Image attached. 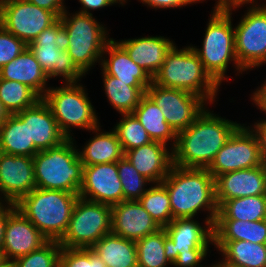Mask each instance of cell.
<instances>
[{
    "instance_id": "obj_1",
    "label": "cell",
    "mask_w": 266,
    "mask_h": 267,
    "mask_svg": "<svg viewBox=\"0 0 266 267\" xmlns=\"http://www.w3.org/2000/svg\"><path fill=\"white\" fill-rule=\"evenodd\" d=\"M240 126L205 108L188 128L177 133V142L172 149L173 165L207 169Z\"/></svg>"
},
{
    "instance_id": "obj_2",
    "label": "cell",
    "mask_w": 266,
    "mask_h": 267,
    "mask_svg": "<svg viewBox=\"0 0 266 267\" xmlns=\"http://www.w3.org/2000/svg\"><path fill=\"white\" fill-rule=\"evenodd\" d=\"M162 183L170 197L173 219L195 218L199 211L206 210L210 215L205 219L215 223L218 213L215 179L208 169L172 165Z\"/></svg>"
},
{
    "instance_id": "obj_3",
    "label": "cell",
    "mask_w": 266,
    "mask_h": 267,
    "mask_svg": "<svg viewBox=\"0 0 266 267\" xmlns=\"http://www.w3.org/2000/svg\"><path fill=\"white\" fill-rule=\"evenodd\" d=\"M78 194L34 188L16 208L48 239L59 241L65 234Z\"/></svg>"
},
{
    "instance_id": "obj_4",
    "label": "cell",
    "mask_w": 266,
    "mask_h": 267,
    "mask_svg": "<svg viewBox=\"0 0 266 267\" xmlns=\"http://www.w3.org/2000/svg\"><path fill=\"white\" fill-rule=\"evenodd\" d=\"M153 82L162 87L182 89L196 94L210 104L219 92V85L204 70L192 45L180 50L174 45L153 77Z\"/></svg>"
},
{
    "instance_id": "obj_5",
    "label": "cell",
    "mask_w": 266,
    "mask_h": 267,
    "mask_svg": "<svg viewBox=\"0 0 266 267\" xmlns=\"http://www.w3.org/2000/svg\"><path fill=\"white\" fill-rule=\"evenodd\" d=\"M72 139L67 138L60 145L38 151L34 155L36 188L63 190L79 195L83 163Z\"/></svg>"
},
{
    "instance_id": "obj_6",
    "label": "cell",
    "mask_w": 266,
    "mask_h": 267,
    "mask_svg": "<svg viewBox=\"0 0 266 267\" xmlns=\"http://www.w3.org/2000/svg\"><path fill=\"white\" fill-rule=\"evenodd\" d=\"M205 30L202 48L193 50L200 58L204 70L220 86L225 80L226 70L230 61H234L235 69L240 67L235 53V30L231 22V8L214 7ZM237 67V68H236Z\"/></svg>"
},
{
    "instance_id": "obj_7",
    "label": "cell",
    "mask_w": 266,
    "mask_h": 267,
    "mask_svg": "<svg viewBox=\"0 0 266 267\" xmlns=\"http://www.w3.org/2000/svg\"><path fill=\"white\" fill-rule=\"evenodd\" d=\"M65 10L60 20L65 27L69 46V56L76 67L85 75L95 62L99 63L103 51L112 38H108L107 30L93 17V14L76 13L71 15Z\"/></svg>"
},
{
    "instance_id": "obj_8",
    "label": "cell",
    "mask_w": 266,
    "mask_h": 267,
    "mask_svg": "<svg viewBox=\"0 0 266 267\" xmlns=\"http://www.w3.org/2000/svg\"><path fill=\"white\" fill-rule=\"evenodd\" d=\"M65 84L63 87H49L42 98L51 109L60 131L67 138H72L71 126L82 130H92L100 126L96 110L83 85L77 82Z\"/></svg>"
},
{
    "instance_id": "obj_9",
    "label": "cell",
    "mask_w": 266,
    "mask_h": 267,
    "mask_svg": "<svg viewBox=\"0 0 266 267\" xmlns=\"http://www.w3.org/2000/svg\"><path fill=\"white\" fill-rule=\"evenodd\" d=\"M68 34L60 18L50 27L44 29L28 47L34 53L42 70L49 80L63 77V82H78L85 76L69 56Z\"/></svg>"
},
{
    "instance_id": "obj_10",
    "label": "cell",
    "mask_w": 266,
    "mask_h": 267,
    "mask_svg": "<svg viewBox=\"0 0 266 267\" xmlns=\"http://www.w3.org/2000/svg\"><path fill=\"white\" fill-rule=\"evenodd\" d=\"M109 233H112L111 206L79 197L67 230L58 242L66 248L90 249Z\"/></svg>"
},
{
    "instance_id": "obj_11",
    "label": "cell",
    "mask_w": 266,
    "mask_h": 267,
    "mask_svg": "<svg viewBox=\"0 0 266 267\" xmlns=\"http://www.w3.org/2000/svg\"><path fill=\"white\" fill-rule=\"evenodd\" d=\"M235 30V53L245 71L266 64V4H254Z\"/></svg>"
},
{
    "instance_id": "obj_12",
    "label": "cell",
    "mask_w": 266,
    "mask_h": 267,
    "mask_svg": "<svg viewBox=\"0 0 266 267\" xmlns=\"http://www.w3.org/2000/svg\"><path fill=\"white\" fill-rule=\"evenodd\" d=\"M59 18L29 0H0V24L27 46Z\"/></svg>"
},
{
    "instance_id": "obj_13",
    "label": "cell",
    "mask_w": 266,
    "mask_h": 267,
    "mask_svg": "<svg viewBox=\"0 0 266 267\" xmlns=\"http://www.w3.org/2000/svg\"><path fill=\"white\" fill-rule=\"evenodd\" d=\"M146 94L160 108L166 122L178 133L188 128L204 111L206 101L182 89L159 86L152 82Z\"/></svg>"
},
{
    "instance_id": "obj_14",
    "label": "cell",
    "mask_w": 266,
    "mask_h": 267,
    "mask_svg": "<svg viewBox=\"0 0 266 267\" xmlns=\"http://www.w3.org/2000/svg\"><path fill=\"white\" fill-rule=\"evenodd\" d=\"M262 156L256 135L242 124L217 152L207 168L214 179L224 173L261 165Z\"/></svg>"
},
{
    "instance_id": "obj_15",
    "label": "cell",
    "mask_w": 266,
    "mask_h": 267,
    "mask_svg": "<svg viewBox=\"0 0 266 267\" xmlns=\"http://www.w3.org/2000/svg\"><path fill=\"white\" fill-rule=\"evenodd\" d=\"M213 225L209 220H205V226L202 227L193 218H177L165 226L164 253L171 265L178 253H188L192 249H209V244L213 245L214 242Z\"/></svg>"
},
{
    "instance_id": "obj_16",
    "label": "cell",
    "mask_w": 266,
    "mask_h": 267,
    "mask_svg": "<svg viewBox=\"0 0 266 267\" xmlns=\"http://www.w3.org/2000/svg\"><path fill=\"white\" fill-rule=\"evenodd\" d=\"M79 197L110 206L124 201L117 162L83 165Z\"/></svg>"
},
{
    "instance_id": "obj_17",
    "label": "cell",
    "mask_w": 266,
    "mask_h": 267,
    "mask_svg": "<svg viewBox=\"0 0 266 267\" xmlns=\"http://www.w3.org/2000/svg\"><path fill=\"white\" fill-rule=\"evenodd\" d=\"M34 188L33 157L0 152V195L4 203L16 204Z\"/></svg>"
},
{
    "instance_id": "obj_18",
    "label": "cell",
    "mask_w": 266,
    "mask_h": 267,
    "mask_svg": "<svg viewBox=\"0 0 266 267\" xmlns=\"http://www.w3.org/2000/svg\"><path fill=\"white\" fill-rule=\"evenodd\" d=\"M48 239L17 208L8 216L2 252L6 261L27 255Z\"/></svg>"
},
{
    "instance_id": "obj_19",
    "label": "cell",
    "mask_w": 266,
    "mask_h": 267,
    "mask_svg": "<svg viewBox=\"0 0 266 267\" xmlns=\"http://www.w3.org/2000/svg\"><path fill=\"white\" fill-rule=\"evenodd\" d=\"M112 233L137 241L161 227L138 200H125L111 206Z\"/></svg>"
},
{
    "instance_id": "obj_20",
    "label": "cell",
    "mask_w": 266,
    "mask_h": 267,
    "mask_svg": "<svg viewBox=\"0 0 266 267\" xmlns=\"http://www.w3.org/2000/svg\"><path fill=\"white\" fill-rule=\"evenodd\" d=\"M15 115L22 122H28L29 139L39 151L56 147L67 139L60 131L48 104L42 98L33 106Z\"/></svg>"
},
{
    "instance_id": "obj_21",
    "label": "cell",
    "mask_w": 266,
    "mask_h": 267,
    "mask_svg": "<svg viewBox=\"0 0 266 267\" xmlns=\"http://www.w3.org/2000/svg\"><path fill=\"white\" fill-rule=\"evenodd\" d=\"M264 194H266V183L261 166L227 172L215 178L218 208L229 199Z\"/></svg>"
},
{
    "instance_id": "obj_22",
    "label": "cell",
    "mask_w": 266,
    "mask_h": 267,
    "mask_svg": "<svg viewBox=\"0 0 266 267\" xmlns=\"http://www.w3.org/2000/svg\"><path fill=\"white\" fill-rule=\"evenodd\" d=\"M167 145L152 141L124 153L135 169L153 184L161 183L173 165V152Z\"/></svg>"
},
{
    "instance_id": "obj_23",
    "label": "cell",
    "mask_w": 266,
    "mask_h": 267,
    "mask_svg": "<svg viewBox=\"0 0 266 267\" xmlns=\"http://www.w3.org/2000/svg\"><path fill=\"white\" fill-rule=\"evenodd\" d=\"M133 62L142 67L152 78L160 70L167 53L175 45L163 36H148L118 42Z\"/></svg>"
},
{
    "instance_id": "obj_24",
    "label": "cell",
    "mask_w": 266,
    "mask_h": 267,
    "mask_svg": "<svg viewBox=\"0 0 266 267\" xmlns=\"http://www.w3.org/2000/svg\"><path fill=\"white\" fill-rule=\"evenodd\" d=\"M108 59L102 57V72L114 76L123 82H129V86L148 88L153 78L139 65L131 60L126 50L113 38L108 42L103 51ZM104 58V59H103Z\"/></svg>"
},
{
    "instance_id": "obj_25",
    "label": "cell",
    "mask_w": 266,
    "mask_h": 267,
    "mask_svg": "<svg viewBox=\"0 0 266 267\" xmlns=\"http://www.w3.org/2000/svg\"><path fill=\"white\" fill-rule=\"evenodd\" d=\"M0 78L27 85L40 98L49 89L46 84L49 78L29 47L0 69Z\"/></svg>"
},
{
    "instance_id": "obj_26",
    "label": "cell",
    "mask_w": 266,
    "mask_h": 267,
    "mask_svg": "<svg viewBox=\"0 0 266 267\" xmlns=\"http://www.w3.org/2000/svg\"><path fill=\"white\" fill-rule=\"evenodd\" d=\"M106 267H138L135 241L113 233L100 238L91 248Z\"/></svg>"
},
{
    "instance_id": "obj_27",
    "label": "cell",
    "mask_w": 266,
    "mask_h": 267,
    "mask_svg": "<svg viewBox=\"0 0 266 267\" xmlns=\"http://www.w3.org/2000/svg\"><path fill=\"white\" fill-rule=\"evenodd\" d=\"M99 127L92 129L96 135L85 144L84 148L81 149L82 151H78L83 165L117 162L124 156L115 130L101 132Z\"/></svg>"
},
{
    "instance_id": "obj_28",
    "label": "cell",
    "mask_w": 266,
    "mask_h": 267,
    "mask_svg": "<svg viewBox=\"0 0 266 267\" xmlns=\"http://www.w3.org/2000/svg\"><path fill=\"white\" fill-rule=\"evenodd\" d=\"M135 118L146 129L152 141L162 142L167 145L170 141L172 143L171 150L175 147L177 142V133L166 122L160 108L153 102V100L145 94L139 105L132 112Z\"/></svg>"
},
{
    "instance_id": "obj_29",
    "label": "cell",
    "mask_w": 266,
    "mask_h": 267,
    "mask_svg": "<svg viewBox=\"0 0 266 267\" xmlns=\"http://www.w3.org/2000/svg\"><path fill=\"white\" fill-rule=\"evenodd\" d=\"M223 260L239 267H266V244L250 241H214Z\"/></svg>"
},
{
    "instance_id": "obj_30",
    "label": "cell",
    "mask_w": 266,
    "mask_h": 267,
    "mask_svg": "<svg viewBox=\"0 0 266 267\" xmlns=\"http://www.w3.org/2000/svg\"><path fill=\"white\" fill-rule=\"evenodd\" d=\"M38 151L29 139L28 122H22L15 114H11L0 126V152L34 157Z\"/></svg>"
},
{
    "instance_id": "obj_31",
    "label": "cell",
    "mask_w": 266,
    "mask_h": 267,
    "mask_svg": "<svg viewBox=\"0 0 266 267\" xmlns=\"http://www.w3.org/2000/svg\"><path fill=\"white\" fill-rule=\"evenodd\" d=\"M214 241L245 240L266 244V219L259 221L215 220Z\"/></svg>"
},
{
    "instance_id": "obj_32",
    "label": "cell",
    "mask_w": 266,
    "mask_h": 267,
    "mask_svg": "<svg viewBox=\"0 0 266 267\" xmlns=\"http://www.w3.org/2000/svg\"><path fill=\"white\" fill-rule=\"evenodd\" d=\"M266 219V194L226 200L216 220L259 221Z\"/></svg>"
},
{
    "instance_id": "obj_33",
    "label": "cell",
    "mask_w": 266,
    "mask_h": 267,
    "mask_svg": "<svg viewBox=\"0 0 266 267\" xmlns=\"http://www.w3.org/2000/svg\"><path fill=\"white\" fill-rule=\"evenodd\" d=\"M102 74L104 90L110 105L120 114H132L146 94L147 88L129 86V82L120 81L104 72Z\"/></svg>"
},
{
    "instance_id": "obj_34",
    "label": "cell",
    "mask_w": 266,
    "mask_h": 267,
    "mask_svg": "<svg viewBox=\"0 0 266 267\" xmlns=\"http://www.w3.org/2000/svg\"><path fill=\"white\" fill-rule=\"evenodd\" d=\"M154 185H151L138 201L156 223L164 228L173 220L170 197L162 182Z\"/></svg>"
},
{
    "instance_id": "obj_35",
    "label": "cell",
    "mask_w": 266,
    "mask_h": 267,
    "mask_svg": "<svg viewBox=\"0 0 266 267\" xmlns=\"http://www.w3.org/2000/svg\"><path fill=\"white\" fill-rule=\"evenodd\" d=\"M138 267H167L171 265L164 253V228L135 241Z\"/></svg>"
},
{
    "instance_id": "obj_36",
    "label": "cell",
    "mask_w": 266,
    "mask_h": 267,
    "mask_svg": "<svg viewBox=\"0 0 266 267\" xmlns=\"http://www.w3.org/2000/svg\"><path fill=\"white\" fill-rule=\"evenodd\" d=\"M40 99L27 85L0 78V101L10 114L33 106Z\"/></svg>"
},
{
    "instance_id": "obj_37",
    "label": "cell",
    "mask_w": 266,
    "mask_h": 267,
    "mask_svg": "<svg viewBox=\"0 0 266 267\" xmlns=\"http://www.w3.org/2000/svg\"><path fill=\"white\" fill-rule=\"evenodd\" d=\"M122 119L113 128L117 133L123 152L152 142L146 129L133 114H121Z\"/></svg>"
},
{
    "instance_id": "obj_38",
    "label": "cell",
    "mask_w": 266,
    "mask_h": 267,
    "mask_svg": "<svg viewBox=\"0 0 266 267\" xmlns=\"http://www.w3.org/2000/svg\"><path fill=\"white\" fill-rule=\"evenodd\" d=\"M118 175L122 184L123 196L125 200H138L146 191V183H152L142 176L123 156L117 161Z\"/></svg>"
},
{
    "instance_id": "obj_39",
    "label": "cell",
    "mask_w": 266,
    "mask_h": 267,
    "mask_svg": "<svg viewBox=\"0 0 266 267\" xmlns=\"http://www.w3.org/2000/svg\"><path fill=\"white\" fill-rule=\"evenodd\" d=\"M62 246L58 241L48 240L39 249L11 261L14 267H59Z\"/></svg>"
},
{
    "instance_id": "obj_40",
    "label": "cell",
    "mask_w": 266,
    "mask_h": 267,
    "mask_svg": "<svg viewBox=\"0 0 266 267\" xmlns=\"http://www.w3.org/2000/svg\"><path fill=\"white\" fill-rule=\"evenodd\" d=\"M59 267H106V265L91 249L62 247Z\"/></svg>"
},
{
    "instance_id": "obj_41",
    "label": "cell",
    "mask_w": 266,
    "mask_h": 267,
    "mask_svg": "<svg viewBox=\"0 0 266 267\" xmlns=\"http://www.w3.org/2000/svg\"><path fill=\"white\" fill-rule=\"evenodd\" d=\"M27 47L21 39L9 33L0 24V69L19 56Z\"/></svg>"
},
{
    "instance_id": "obj_42",
    "label": "cell",
    "mask_w": 266,
    "mask_h": 267,
    "mask_svg": "<svg viewBox=\"0 0 266 267\" xmlns=\"http://www.w3.org/2000/svg\"><path fill=\"white\" fill-rule=\"evenodd\" d=\"M208 249H192L188 253H178L173 262L174 267H202L201 261L206 258Z\"/></svg>"
},
{
    "instance_id": "obj_43",
    "label": "cell",
    "mask_w": 266,
    "mask_h": 267,
    "mask_svg": "<svg viewBox=\"0 0 266 267\" xmlns=\"http://www.w3.org/2000/svg\"><path fill=\"white\" fill-rule=\"evenodd\" d=\"M142 4H147L151 8H181L188 4L200 2V0H141Z\"/></svg>"
},
{
    "instance_id": "obj_44",
    "label": "cell",
    "mask_w": 266,
    "mask_h": 267,
    "mask_svg": "<svg viewBox=\"0 0 266 267\" xmlns=\"http://www.w3.org/2000/svg\"><path fill=\"white\" fill-rule=\"evenodd\" d=\"M32 4L53 12L58 18L65 12L64 0H29Z\"/></svg>"
},
{
    "instance_id": "obj_45",
    "label": "cell",
    "mask_w": 266,
    "mask_h": 267,
    "mask_svg": "<svg viewBox=\"0 0 266 267\" xmlns=\"http://www.w3.org/2000/svg\"><path fill=\"white\" fill-rule=\"evenodd\" d=\"M5 204L2 203L0 205V252H2L4 244V232H5V225L7 222V218L16 209V205L14 203H5Z\"/></svg>"
},
{
    "instance_id": "obj_46",
    "label": "cell",
    "mask_w": 266,
    "mask_h": 267,
    "mask_svg": "<svg viewBox=\"0 0 266 267\" xmlns=\"http://www.w3.org/2000/svg\"><path fill=\"white\" fill-rule=\"evenodd\" d=\"M253 125L251 130L258 139L261 156H266V119H262Z\"/></svg>"
},
{
    "instance_id": "obj_47",
    "label": "cell",
    "mask_w": 266,
    "mask_h": 267,
    "mask_svg": "<svg viewBox=\"0 0 266 267\" xmlns=\"http://www.w3.org/2000/svg\"><path fill=\"white\" fill-rule=\"evenodd\" d=\"M79 2L83 6L79 12L85 14H92L91 10L104 8L112 4L114 5L112 0H79Z\"/></svg>"
},
{
    "instance_id": "obj_48",
    "label": "cell",
    "mask_w": 266,
    "mask_h": 267,
    "mask_svg": "<svg viewBox=\"0 0 266 267\" xmlns=\"http://www.w3.org/2000/svg\"><path fill=\"white\" fill-rule=\"evenodd\" d=\"M252 101L261 109L260 111L265 112L266 114V81L262 84L255 92H253Z\"/></svg>"
},
{
    "instance_id": "obj_49",
    "label": "cell",
    "mask_w": 266,
    "mask_h": 267,
    "mask_svg": "<svg viewBox=\"0 0 266 267\" xmlns=\"http://www.w3.org/2000/svg\"><path fill=\"white\" fill-rule=\"evenodd\" d=\"M249 3L251 5L257 4L256 0L255 1L254 0H221L218 4H215V5L221 8L232 7V9H237V8H240V6L242 7L243 4L245 5Z\"/></svg>"
},
{
    "instance_id": "obj_50",
    "label": "cell",
    "mask_w": 266,
    "mask_h": 267,
    "mask_svg": "<svg viewBox=\"0 0 266 267\" xmlns=\"http://www.w3.org/2000/svg\"><path fill=\"white\" fill-rule=\"evenodd\" d=\"M10 115L11 114L8 112V110L0 101V126H2L5 123V121L9 118Z\"/></svg>"
},
{
    "instance_id": "obj_51",
    "label": "cell",
    "mask_w": 266,
    "mask_h": 267,
    "mask_svg": "<svg viewBox=\"0 0 266 267\" xmlns=\"http://www.w3.org/2000/svg\"><path fill=\"white\" fill-rule=\"evenodd\" d=\"M210 267H239V266H235V265H233L229 262H226L222 259L221 262H218L214 265H211Z\"/></svg>"
},
{
    "instance_id": "obj_52",
    "label": "cell",
    "mask_w": 266,
    "mask_h": 267,
    "mask_svg": "<svg viewBox=\"0 0 266 267\" xmlns=\"http://www.w3.org/2000/svg\"><path fill=\"white\" fill-rule=\"evenodd\" d=\"M261 168L263 170V173H264V180H265V183H266V156H262V161H261Z\"/></svg>"
},
{
    "instance_id": "obj_53",
    "label": "cell",
    "mask_w": 266,
    "mask_h": 267,
    "mask_svg": "<svg viewBox=\"0 0 266 267\" xmlns=\"http://www.w3.org/2000/svg\"><path fill=\"white\" fill-rule=\"evenodd\" d=\"M6 262L3 252H0V267Z\"/></svg>"
},
{
    "instance_id": "obj_54",
    "label": "cell",
    "mask_w": 266,
    "mask_h": 267,
    "mask_svg": "<svg viewBox=\"0 0 266 267\" xmlns=\"http://www.w3.org/2000/svg\"><path fill=\"white\" fill-rule=\"evenodd\" d=\"M1 267H14V266H13V264L10 261H7Z\"/></svg>"
},
{
    "instance_id": "obj_55",
    "label": "cell",
    "mask_w": 266,
    "mask_h": 267,
    "mask_svg": "<svg viewBox=\"0 0 266 267\" xmlns=\"http://www.w3.org/2000/svg\"><path fill=\"white\" fill-rule=\"evenodd\" d=\"M112 1H113L114 4L115 3H119V4L124 5V3H127L126 0H112Z\"/></svg>"
},
{
    "instance_id": "obj_56",
    "label": "cell",
    "mask_w": 266,
    "mask_h": 267,
    "mask_svg": "<svg viewBox=\"0 0 266 267\" xmlns=\"http://www.w3.org/2000/svg\"><path fill=\"white\" fill-rule=\"evenodd\" d=\"M4 202V200H1V197H0V205Z\"/></svg>"
}]
</instances>
